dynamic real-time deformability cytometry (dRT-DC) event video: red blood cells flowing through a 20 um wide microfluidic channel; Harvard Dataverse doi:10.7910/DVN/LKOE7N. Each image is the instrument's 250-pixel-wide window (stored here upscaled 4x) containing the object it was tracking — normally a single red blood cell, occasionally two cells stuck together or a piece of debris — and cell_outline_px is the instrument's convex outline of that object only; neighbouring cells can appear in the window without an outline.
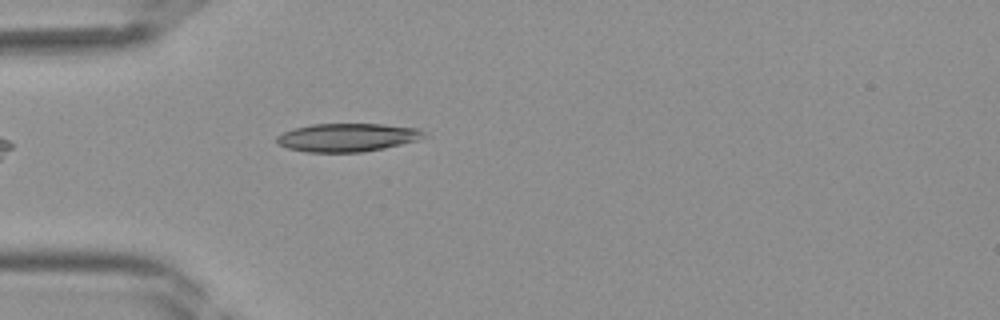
{"species": "Egyptian fruit bat (a non-hibernating species)", "species_latin": "Rousettus aegyptiacus", "temperature_condition": "room temperature", "stored_images_in_passage": 28, "camera_frame_rate_fps": 3000, "um_per_image_px": 0.085, "frame": {"image": 1, "passage_image": 4, "time_ms": 1.0, "image_size_px": [1000, 320], "cell_outline_px": [[424, 136], [416, 140], [384, 148], [360, 152], [308, 152], [288, 148], [276, 144], [276, 136], [284, 132], [296, 128], [312, 124], [384, 124], [420, 128], [424, 132]], "centroid_in_image_um": [29.5, 11.68], "position_along_channel_um": 55.5, "area_um2": 24.1}}
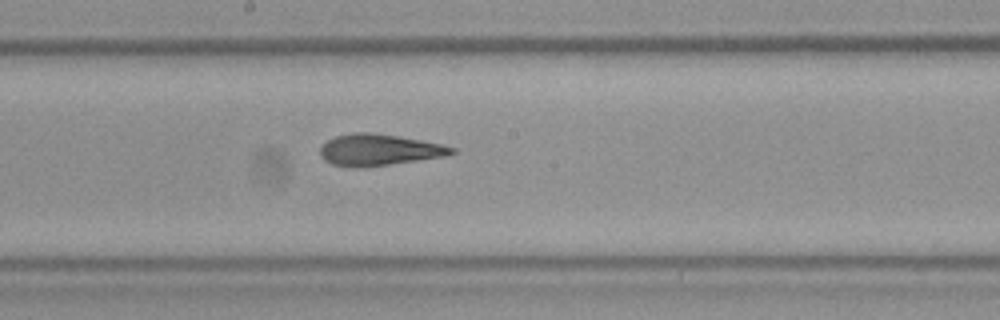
{"frame": {"image": 2, "passage_image": 14, "time_ms": 4.333, "image_size_px": [1000, 320], "cell_outline_px": [[456, 152], [448, 156], [388, 164], [356, 168], [348, 168], [332, 164], [324, 160], [320, 156], [320, 148], [328, 140], [336, 136], [356, 132], [372, 132], [420, 140], [440, 144], [456, 148]], "centroid_in_image_um": [32.2, 12.75], "position_along_channel_um": 216.0, "area_um2": 23.99}}
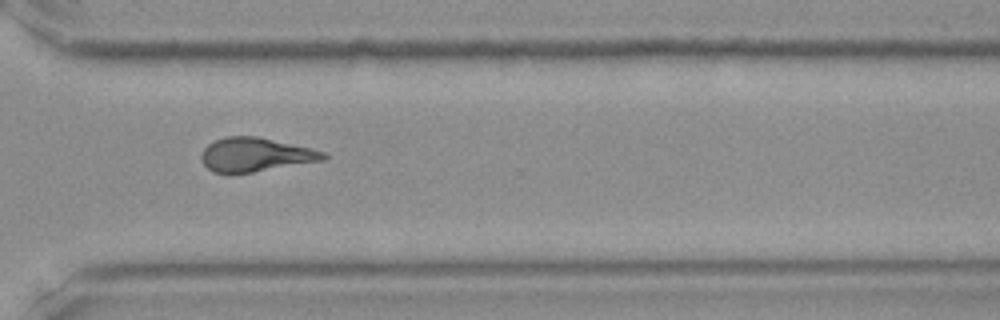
{"frame": {"image": 3, "passage_image": 22, "time_ms": 7.0, "image_size_px": [1000, 320], "cell_outline_px": [[328, 156], [324, 160], [252, 172], [212, 172], [200, 160], [200, 156], [204, 148], [212, 140], [224, 136], [256, 136], [312, 148], [324, 152]], "centroid_in_image_um": [21.69, 13.13], "position_along_channel_um": 348.9, "area_um2": 23.99}}